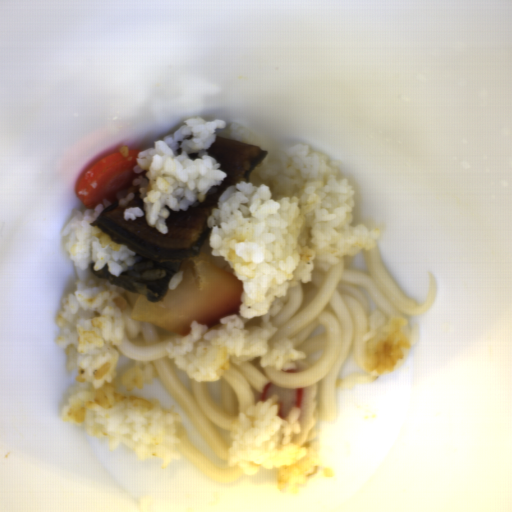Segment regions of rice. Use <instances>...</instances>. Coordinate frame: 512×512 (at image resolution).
I'll return each mask as SVG.
<instances>
[{"label": "rice", "instance_id": "rice-7", "mask_svg": "<svg viewBox=\"0 0 512 512\" xmlns=\"http://www.w3.org/2000/svg\"><path fill=\"white\" fill-rule=\"evenodd\" d=\"M183 277V271H177V273L171 278L167 287L174 290L182 282Z\"/></svg>", "mask_w": 512, "mask_h": 512}, {"label": "rice", "instance_id": "rice-8", "mask_svg": "<svg viewBox=\"0 0 512 512\" xmlns=\"http://www.w3.org/2000/svg\"><path fill=\"white\" fill-rule=\"evenodd\" d=\"M129 147H127L126 145H122L121 147H119L118 151L117 152H121V154L123 156H128L129 155Z\"/></svg>", "mask_w": 512, "mask_h": 512}, {"label": "rice", "instance_id": "rice-5", "mask_svg": "<svg viewBox=\"0 0 512 512\" xmlns=\"http://www.w3.org/2000/svg\"><path fill=\"white\" fill-rule=\"evenodd\" d=\"M364 365L369 373L394 372L420 339L417 325L405 317H389L374 311L367 320Z\"/></svg>", "mask_w": 512, "mask_h": 512}, {"label": "rice", "instance_id": "rice-2", "mask_svg": "<svg viewBox=\"0 0 512 512\" xmlns=\"http://www.w3.org/2000/svg\"><path fill=\"white\" fill-rule=\"evenodd\" d=\"M112 204L102 200L92 208L76 210L62 231L76 286L58 311L55 344L65 352L68 374L78 380L59 408L60 418L107 441L110 452L125 444L140 462L179 463V409L125 392L153 382L159 374L154 362L136 361L117 369L118 342L125 332L137 335L141 324L132 319L131 305L124 299L126 289L96 277L91 265L96 271L107 265L108 272L119 277L141 257L90 224Z\"/></svg>", "mask_w": 512, "mask_h": 512}, {"label": "rice", "instance_id": "rice-3", "mask_svg": "<svg viewBox=\"0 0 512 512\" xmlns=\"http://www.w3.org/2000/svg\"><path fill=\"white\" fill-rule=\"evenodd\" d=\"M223 119L205 120L192 117L173 133L154 141V146L140 151L134 171L135 178L128 190L119 191L116 202L124 206L136 191L142 206L123 211L125 221L144 217L148 226L167 234L169 209L188 211L191 204L205 199L214 187L220 186L227 174L207 149L223 130Z\"/></svg>", "mask_w": 512, "mask_h": 512}, {"label": "rice", "instance_id": "rice-1", "mask_svg": "<svg viewBox=\"0 0 512 512\" xmlns=\"http://www.w3.org/2000/svg\"><path fill=\"white\" fill-rule=\"evenodd\" d=\"M339 161L312 146L289 145L263 157L249 182L228 186L207 220L213 257L240 281L237 313L217 330L193 321L186 335L165 345L167 356L192 382L219 381L230 367L257 357L259 367L294 369L304 351L277 338L272 319L294 284L309 283L344 257L368 251L378 229L352 225L353 182Z\"/></svg>", "mask_w": 512, "mask_h": 512}, {"label": "rice", "instance_id": "rice-4", "mask_svg": "<svg viewBox=\"0 0 512 512\" xmlns=\"http://www.w3.org/2000/svg\"><path fill=\"white\" fill-rule=\"evenodd\" d=\"M280 396L251 404L241 413L230 433L227 466H238L246 475L261 468L275 470L279 491L300 492L313 478L323 460L318 443L297 446L303 409L292 407L279 416Z\"/></svg>", "mask_w": 512, "mask_h": 512}, {"label": "rice", "instance_id": "rice-6", "mask_svg": "<svg viewBox=\"0 0 512 512\" xmlns=\"http://www.w3.org/2000/svg\"><path fill=\"white\" fill-rule=\"evenodd\" d=\"M229 138L230 140L247 143L254 146L257 144L254 131L239 123H231Z\"/></svg>", "mask_w": 512, "mask_h": 512}]
</instances>
